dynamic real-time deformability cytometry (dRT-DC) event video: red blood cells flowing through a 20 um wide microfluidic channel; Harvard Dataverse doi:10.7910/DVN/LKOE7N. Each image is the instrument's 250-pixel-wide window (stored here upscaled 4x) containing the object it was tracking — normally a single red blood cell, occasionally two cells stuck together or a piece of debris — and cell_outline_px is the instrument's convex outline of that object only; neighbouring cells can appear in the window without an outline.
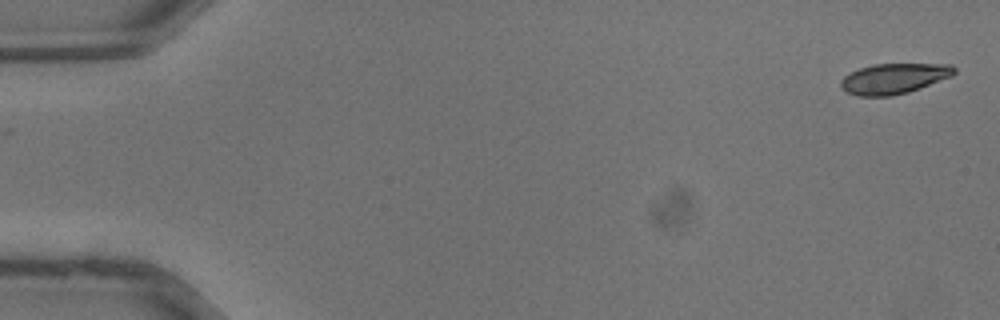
{"species": "common noctule bat (a hibernating species)", "species_latin": "Nyctalus noctula", "temperature_condition": "warm", "stored_images_in_passage": 37, "camera_frame_rate_fps": 3000, "um_per_image_px": 0.085, "animal": {"sex": "male", "body_mass_g": 13.3}, "frame": {"image": 1, "passage_image": 1, "time_ms": 0.0, "image_size_px": [1000, 320], "cell_outline_px": [[956, 72], [952, 76], [920, 88], [908, 92], [892, 96], [856, 96], [844, 92], [840, 88], [840, 80], [844, 76], [860, 68], [872, 64], [952, 64], [956, 68]], "centroid_in_image_um": [75.96, 6.68], "position_along_channel_um": 9.0, "area_um2": 20.29}}
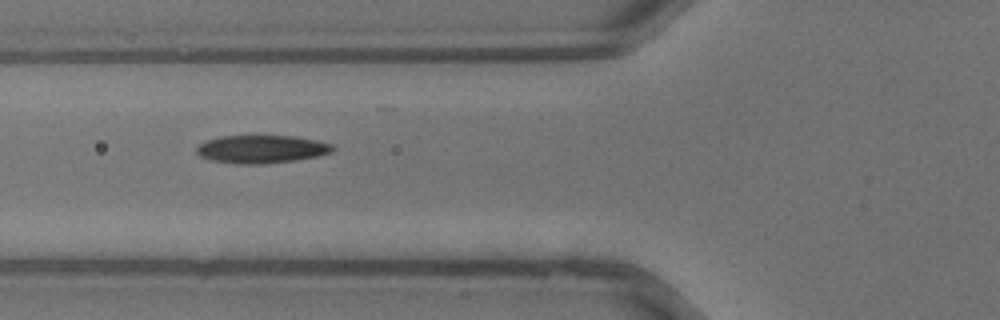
{"frame": {"image": 2, "passage_image": 14, "time_ms": 4.333, "image_size_px": [1000, 320], "cell_outline_px": [[336, 148], [332, 152], [316, 156], [296, 160], [264, 164], [236, 164], [208, 160], [200, 156], [196, 152], [196, 148], [204, 140], [224, 136], [296, 136], [316, 140], [332, 144]], "centroid_in_image_um": [22.21, 12.68], "position_along_channel_um": 103.6, "area_um2": 22.37}}
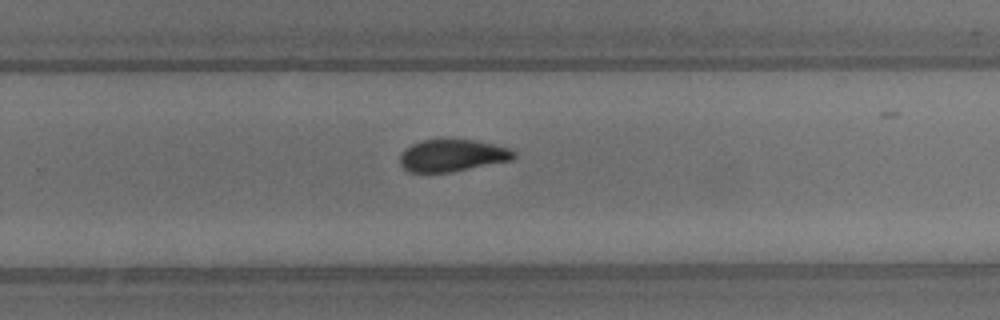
{"frame": {"image": 3, "passage_image": 24, "time_ms": 7.667, "image_size_px": [1000, 320], "cell_outline_px": [[516, 156], [512, 160], [452, 172], [408, 172], [400, 164], [400, 152], [404, 148], [412, 144], [424, 140], [472, 140], [492, 144], [508, 148], [516, 152]], "centroid_in_image_um": [38.42, 13.23], "position_along_channel_um": 291.4, "area_um2": 21.21}}